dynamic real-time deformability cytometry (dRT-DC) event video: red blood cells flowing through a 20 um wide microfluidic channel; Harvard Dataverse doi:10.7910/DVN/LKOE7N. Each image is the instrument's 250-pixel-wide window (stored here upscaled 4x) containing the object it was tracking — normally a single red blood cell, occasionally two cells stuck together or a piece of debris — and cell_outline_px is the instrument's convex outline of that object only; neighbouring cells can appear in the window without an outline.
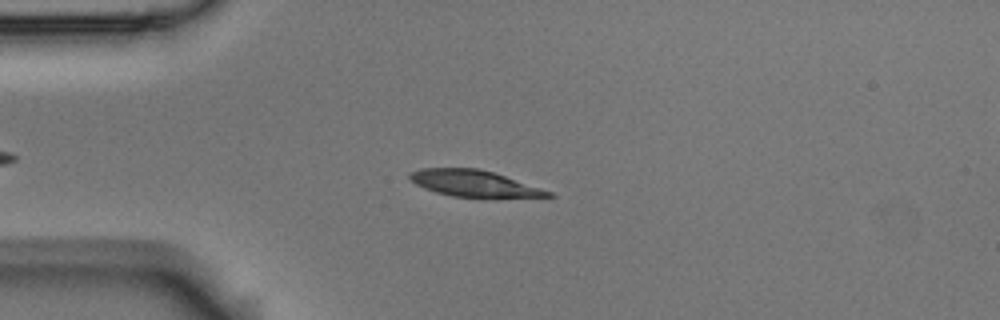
{"species": "Egyptian fruit bat (a non-hibernating species)", "species_latin": "Rousettus aegyptiacus", "temperature_condition": "room temperature", "stored_images_in_passage": 46, "camera_frame_rate_fps": 3000, "um_per_image_px": 0.085, "animal": {"sex": "male"}, "frame": {"image": 1, "passage_image": 9, "time_ms": 2.667, "image_size_px": [1000, 320], "cell_outline_px": [[556, 196], [452, 196], [436, 192], [424, 188], [408, 180], [408, 172], [420, 168], [480, 168], [552, 192]], "centroid_in_image_um": [40.15, 15.56], "position_along_channel_um": 44.9, "area_um2": 20.63}}
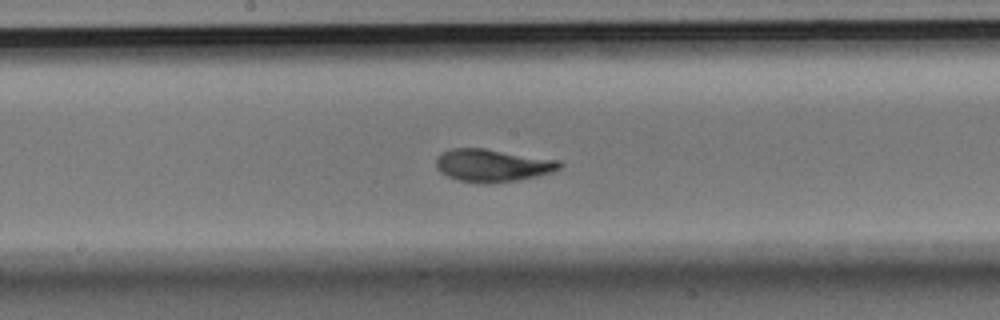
{"frame": {"image": 2, "passage_image": 24, "time_ms": 7.667, "image_size_px": [1000, 320], "cell_outline_px": [[564, 164], [560, 168], [552, 172], [536, 176], [516, 180], [492, 184], [480, 184], [456, 180], [440, 172], [436, 168], [436, 160], [444, 152], [452, 148], [484, 148], [560, 160]], "centroid_in_image_um": [41.88, 14.07], "position_along_channel_um": 206.3, "area_um2": 23.64}}
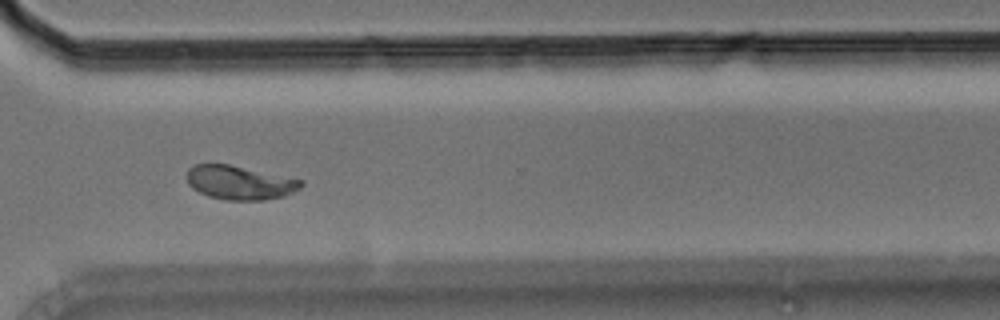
{"frame": {"image": 3, "passage_image": 36, "time_ms": 11.667, "image_size_px": [1000, 320], "cell_outline_px": [[304, 184], [300, 188], [284, 196], [264, 200], [224, 200], [208, 196], [192, 188], [188, 184], [188, 168], [196, 164], [228, 164], [304, 180]], "centroid_in_image_um": [20.39, 15.53], "position_along_channel_um": 350.2, "area_um2": 22.48}, "authors_computed_cell_mechanics": {"area_um2": 22.3975, "velocity_mm_per_s": 3.6047, "shape_relaxation_time_tau1_ms": 2.9524, "shape_relaxation_time_tau2_ms": null, "deformation_change_tau1": 0.1777, "deformation_change_tau2": null}}